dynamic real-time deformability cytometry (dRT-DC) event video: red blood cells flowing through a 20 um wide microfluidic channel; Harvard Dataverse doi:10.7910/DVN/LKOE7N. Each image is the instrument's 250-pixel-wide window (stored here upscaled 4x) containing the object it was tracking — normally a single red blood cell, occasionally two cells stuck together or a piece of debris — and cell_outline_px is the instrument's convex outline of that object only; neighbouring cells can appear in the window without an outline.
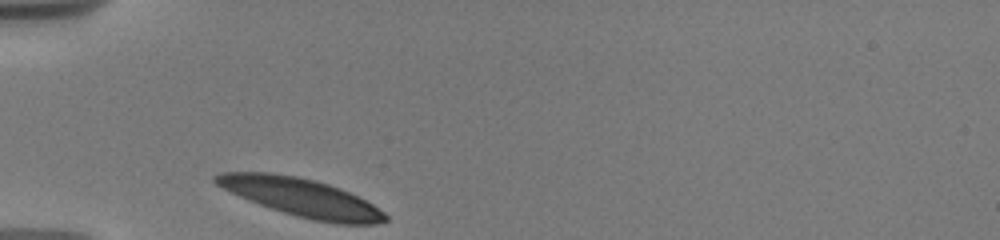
{"species": "human", "species_latin": "Homo sapiens", "temperature_condition": "warm", "stored_images_in_passage": 5, "camera_frame_rate_fps": 3000, "um_per_image_px": 0.085, "donor": {"sex": "male"}, "frame": {"image": 1, "passage_image": 1, "time_ms": 0.0, "image_size_px": [1000, 240], "cell_outline_px": [[388, 220], [376, 224], [336, 224], [312, 220], [296, 216], [248, 200], [216, 184], [212, 180], [212, 176], [220, 172], [268, 172], [296, 176], [316, 180], [340, 188], [372, 204], [384, 212], [388, 216]], "centroid_in_image_um": [25.61, 16.78], "position_along_channel_um": 59.4, "area_um2": 37.4}}
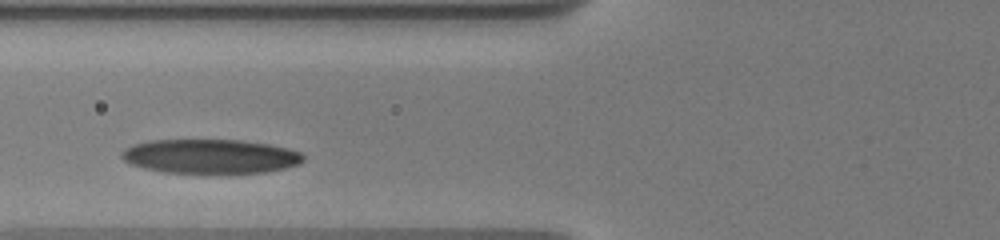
{"frame": {"image": 2, "passage_image": 3, "time_ms": 1.667, "image_size_px": [1000, 240], "cell_outline_px": [[304, 160], [300, 164], [284, 168], [264, 172], [216, 176], [164, 172], [144, 168], [128, 164], [120, 156], [120, 152], [124, 148], [132, 144], [148, 140], [240, 140], [268, 144], [288, 148], [300, 152], [304, 156]], "centroid_in_image_um": [17.85, 13.33], "position_along_channel_um": 108.0, "area_um2": 37.63}}
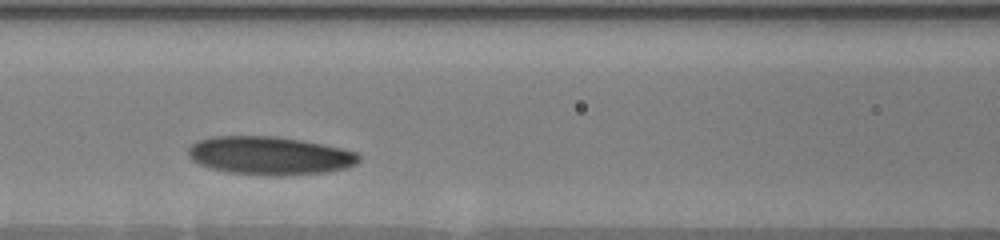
{"frame": {"image": 3, "passage_image": 4, "time_ms": 2.667, "image_size_px": [1000, 240], "cell_outline_px": [[360, 160], [356, 164], [348, 168], [328, 172], [272, 176], [228, 172], [212, 168], [200, 164], [192, 160], [188, 156], [188, 148], [196, 140], [212, 136], [276, 136], [300, 140], [340, 148], [356, 152], [360, 156]], "centroid_in_image_um": [22.91, 13.23], "position_along_channel_um": 143.7, "area_um2": 38.03}}